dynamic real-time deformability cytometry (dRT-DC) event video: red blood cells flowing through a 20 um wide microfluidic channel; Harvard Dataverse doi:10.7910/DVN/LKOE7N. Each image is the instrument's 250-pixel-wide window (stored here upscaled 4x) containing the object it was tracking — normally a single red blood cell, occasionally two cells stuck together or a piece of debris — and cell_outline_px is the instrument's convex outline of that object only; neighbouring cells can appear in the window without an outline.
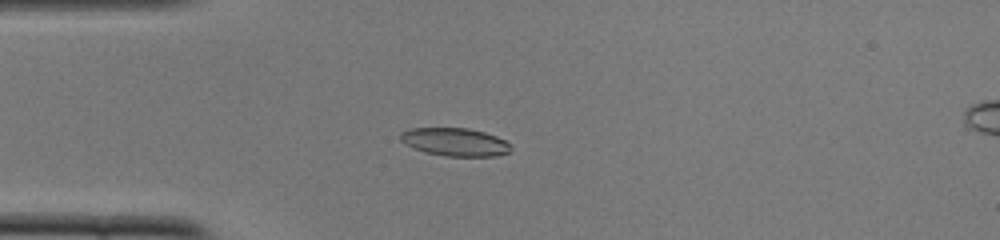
{"species": "common noctule bat (a hibernating species)", "species_latin": "Nyctalus noctula", "temperature_condition": "cold", "stored_images_in_passage": 49, "camera_frame_rate_fps": 3000, "um_per_image_px": 0.085, "animal": {"sex": "female", "body_mass_g": 22.0, "forearm_length_mm": 56.7}, "frame": {"image": 1, "passage_image": 11, "time_ms": 3.333, "image_size_px": [1000, 240], "cell_outline_px": [[512, 152], [496, 156], [444, 156], [424, 152], [412, 148], [404, 144], [400, 140], [400, 132], [408, 128], [468, 128], [484, 132], [496, 136], [512, 144]], "centroid_in_image_um": [38.67, 12.07], "position_along_channel_um": 46.3, "area_um2": 18.38}}
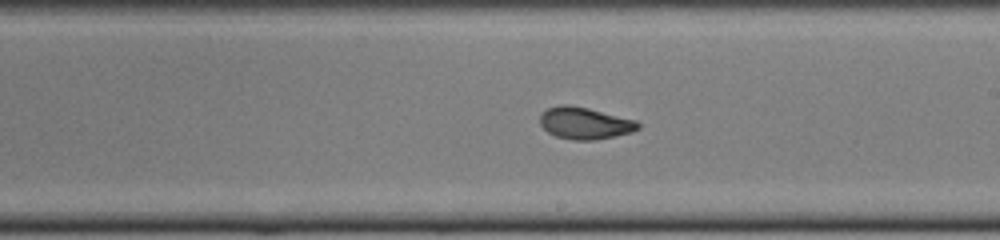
{"frame": {"image": 2, "passage_image": 27, "time_ms": 8.667, "image_size_px": [1000, 240], "cell_outline_px": [[640, 128], [632, 132], [616, 136], [596, 140], [572, 140], [556, 136], [548, 132], [540, 124], [540, 116], [548, 108], [560, 104], [568, 104], [588, 108], [636, 120], [640, 124]], "centroid_in_image_um": [49.72, 10.47], "position_along_channel_um": 239.3, "area_um2": 18.26}}
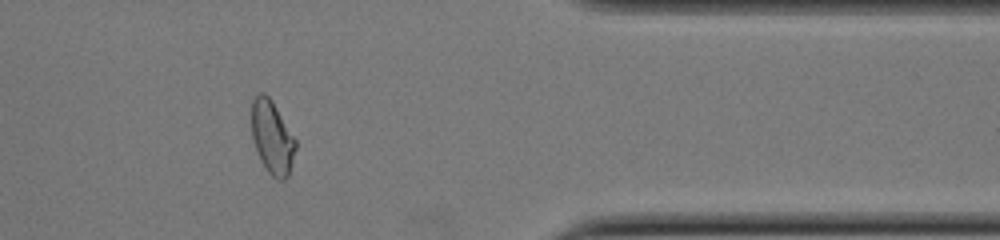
{"frame": {"image": 3, "passage_image": 40, "time_ms": 13.0, "image_size_px": [1000, 240], "cell_outline_px": [[296, 148], [288, 176], [284, 180], [276, 180], [268, 172], [260, 160], [252, 136], [252, 100], [260, 92], [264, 92], [272, 100], [296, 140]], "centroid_in_image_um": [23.14, 11.68], "position_along_channel_um": 388.3, "area_um2": 18.67}, "authors_computed_cell_mechanics": {"area_um2": 18.2648, "velocity_mm_per_s": 3.8838, "shape_relaxation_time_tau1_ms": 3.8726, "shape_relaxation_time_tau2_ms": 1.0711, "deformation_change_tau1": 0.1728, "deformation_change_tau2": 0.0609}}